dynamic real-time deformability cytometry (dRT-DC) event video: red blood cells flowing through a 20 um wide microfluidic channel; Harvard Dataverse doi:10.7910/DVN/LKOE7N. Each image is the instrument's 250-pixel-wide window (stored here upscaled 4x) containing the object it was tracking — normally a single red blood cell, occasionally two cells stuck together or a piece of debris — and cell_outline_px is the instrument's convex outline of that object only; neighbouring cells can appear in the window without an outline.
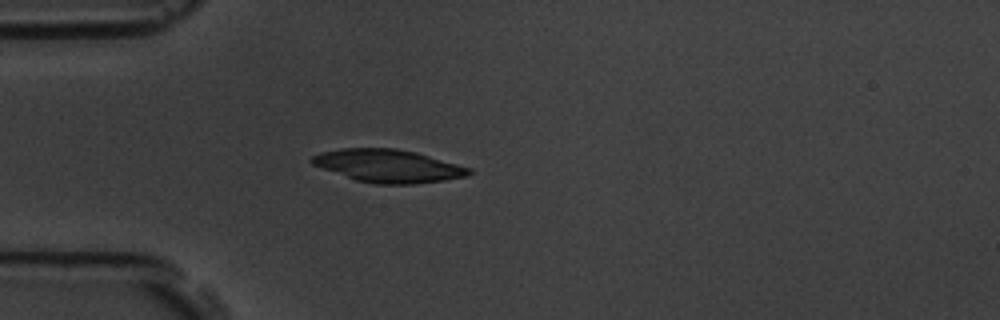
{"species": "common noctule bat (a hibernating species)", "species_latin": "Nyctalus noctula", "temperature_condition": "room temperature", "stored_images_in_passage": 3, "camera_frame_rate_fps": 3000, "um_per_image_px": 0.085, "animal": {"sex": "male", "body_mass_g": 19.5, "forearm_length_mm": 54.6}, "frame": {"image": 1, "passage_image": 3, "time_ms": 3.333, "image_size_px": [1000, 320], "cell_outline_px": [[472, 172], [464, 176], [444, 180], [412, 184], [376, 184], [356, 180], [312, 164], [308, 160], [312, 156], [320, 152], [340, 148], [396, 148], [416, 152], [472, 168]], "centroid_in_image_um": [32.98, 14.09], "position_along_channel_um": 52.0, "area_um2": 29.94}}